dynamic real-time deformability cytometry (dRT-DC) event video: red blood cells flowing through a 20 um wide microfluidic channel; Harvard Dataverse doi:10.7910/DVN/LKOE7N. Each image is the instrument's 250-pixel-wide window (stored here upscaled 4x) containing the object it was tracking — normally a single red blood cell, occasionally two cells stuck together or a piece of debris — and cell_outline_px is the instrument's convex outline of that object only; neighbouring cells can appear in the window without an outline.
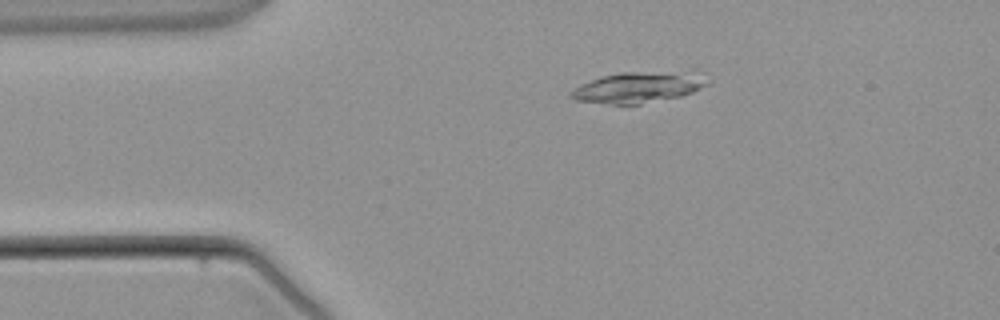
{"species": "common noctule bat (a hibernating species)", "species_latin": "Nyctalus noctula", "temperature_condition": "warm", "stored_images_in_passage": 4, "camera_frame_rate_fps": 3000, "um_per_image_px": 0.085, "animal": {"sex": "male", "body_mass_g": 21.5, "forearm_length_mm": 52.0}, "frame": {"image": 1, "passage_image": 3, "time_ms": 2.333, "image_size_px": [1000, 320], "cell_outline_px": [[712, 80], [708, 84], [692, 92], [680, 96], [640, 104], [612, 104], [576, 100], [568, 96], [568, 92], [592, 80], [604, 76], [620, 72], [692, 68]], "centroid_in_image_um": [54.43, 7.35], "position_along_channel_um": 30.6, "area_um2": 25.49}}